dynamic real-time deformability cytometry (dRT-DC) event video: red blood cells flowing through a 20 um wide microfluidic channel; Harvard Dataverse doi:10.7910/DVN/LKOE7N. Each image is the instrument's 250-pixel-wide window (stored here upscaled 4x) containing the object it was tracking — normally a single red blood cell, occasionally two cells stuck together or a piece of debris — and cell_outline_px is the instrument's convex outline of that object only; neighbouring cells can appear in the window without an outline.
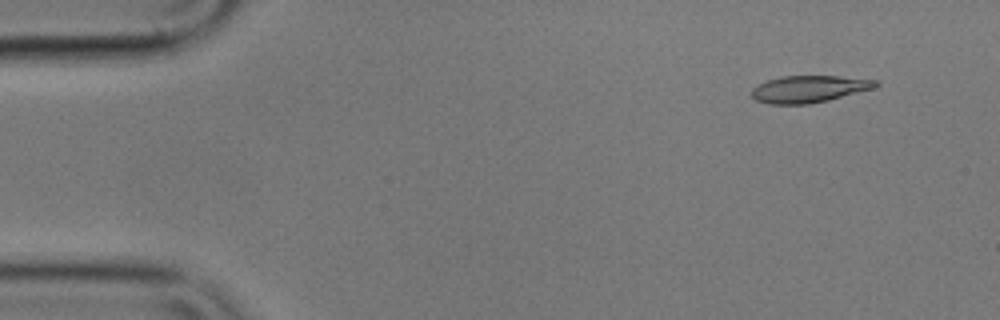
{"species": "common noctule bat (a hibernating species)", "species_latin": "Nyctalus noctula", "temperature_condition": "cold", "stored_images_in_passage": 55, "camera_frame_rate_fps": 3000, "um_per_image_px": 0.085, "animal": {"sex": "male", "body_mass_g": 17.9}, "frame": {"image": 1, "passage_image": 5, "time_ms": 1.333, "image_size_px": [1000, 320], "cell_outline_px": [[880, 84], [872, 88], [828, 100], [808, 104], [768, 104], [756, 100], [752, 96], [752, 88], [768, 80], [780, 76], [840, 76], [880, 80]], "centroid_in_image_um": [68.77, 7.56], "position_along_channel_um": 16.2, "area_um2": 19.36}}
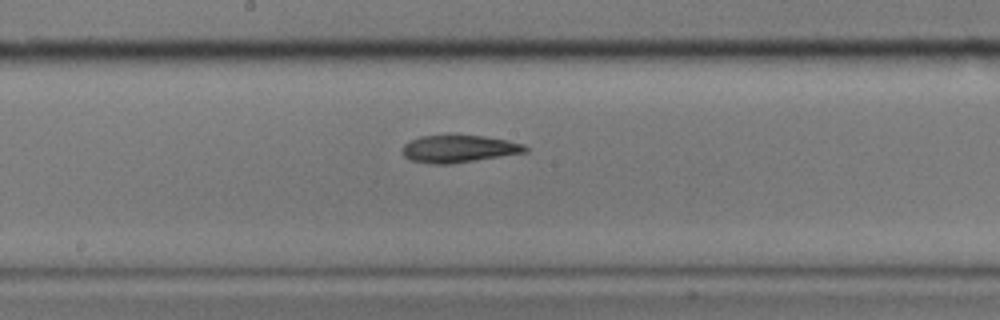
{"frame": {"image": 2, "passage_image": 29, "time_ms": 9.333, "image_size_px": [1000, 320], "cell_outline_px": [[528, 152], [452, 164], [432, 164], [412, 160], [404, 156], [404, 144], [420, 136], [484, 136], [524, 144], [528, 148]], "centroid_in_image_um": [39.04, 12.66], "position_along_channel_um": 209.2, "area_um2": 19.25}}
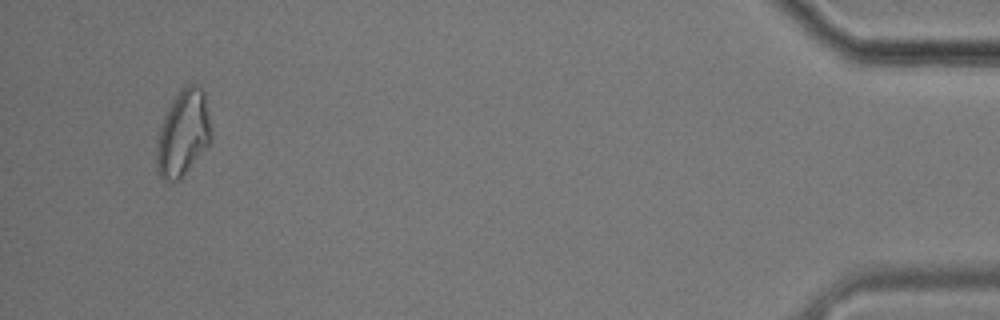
{"frame": {"image": 3, "passage_image": 53, "time_ms": 17.333, "image_size_px": [1000, 320], "cell_outline_px": [[212, 136], [208, 144], [180, 180], [168, 184], [160, 176], [156, 168], [156, 148], [164, 116], [168, 108], [176, 96], [188, 84], [196, 84], [204, 92], [212, 132]], "centroid_in_image_um": [15.56, 11.38], "position_along_channel_um": 419.6, "area_um2": 26.99}, "authors_computed_cell_mechanics": {"area_um2": 20.1722, "velocity_mm_per_s": 3.5762, "shape_relaxation_time_tau1_ms": null, "shape_relaxation_time_tau2_ms": 5.6787, "deformation_change_tau1": null, "deformation_change_tau2": 0.1341}}